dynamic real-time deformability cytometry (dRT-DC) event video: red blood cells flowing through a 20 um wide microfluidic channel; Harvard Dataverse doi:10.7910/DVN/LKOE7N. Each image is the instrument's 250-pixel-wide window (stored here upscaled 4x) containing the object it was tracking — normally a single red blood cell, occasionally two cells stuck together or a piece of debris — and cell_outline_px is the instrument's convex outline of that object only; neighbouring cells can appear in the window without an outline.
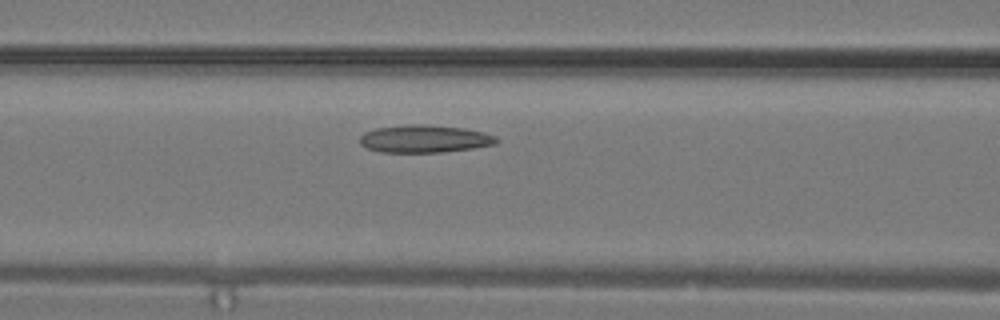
{"species": "common noctule bat (a hibernating species)", "species_latin": "Nyctalus noctula", "temperature_condition": "warm", "stored_images_in_passage": 11, "camera_frame_rate_fps": 3000, "um_per_image_px": 0.085, "animal": {"sex": "male", "body_mass_g": 19.2, "forearm_length_mm": 51.8}, "frame": {"image": 1, "passage_image": 7, "time_ms": 2.0, "image_size_px": [1000, 320], "cell_outline_px": [[500, 140], [496, 144], [472, 148], [440, 152], [380, 152], [368, 148], [360, 144], [360, 136], [364, 132], [376, 128], [412, 124], [424, 124], [464, 128], [484, 132], [496, 136]], "centroid_in_image_um": [36.1, 11.79], "position_along_channel_um": 130.5, "area_um2": 21.96}}
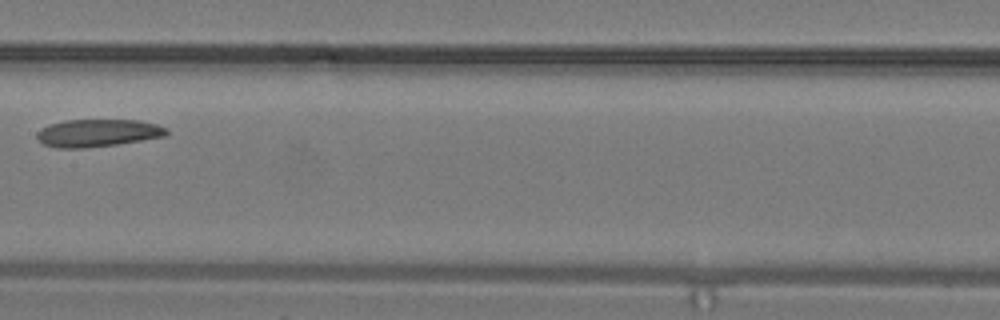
{"frame": {"image": 2, "passage_image": 10, "time_ms": 3.0, "image_size_px": [1000, 320], "cell_outline_px": [[168, 132], [164, 136], [116, 144], [84, 148], [60, 148], [44, 144], [36, 136], [36, 132], [40, 128], [48, 124], [64, 120], [140, 120], [156, 124], [168, 128]], "centroid_in_image_um": [8.28, 11.29], "position_along_channel_um": 199.1, "area_um2": 20.75}}